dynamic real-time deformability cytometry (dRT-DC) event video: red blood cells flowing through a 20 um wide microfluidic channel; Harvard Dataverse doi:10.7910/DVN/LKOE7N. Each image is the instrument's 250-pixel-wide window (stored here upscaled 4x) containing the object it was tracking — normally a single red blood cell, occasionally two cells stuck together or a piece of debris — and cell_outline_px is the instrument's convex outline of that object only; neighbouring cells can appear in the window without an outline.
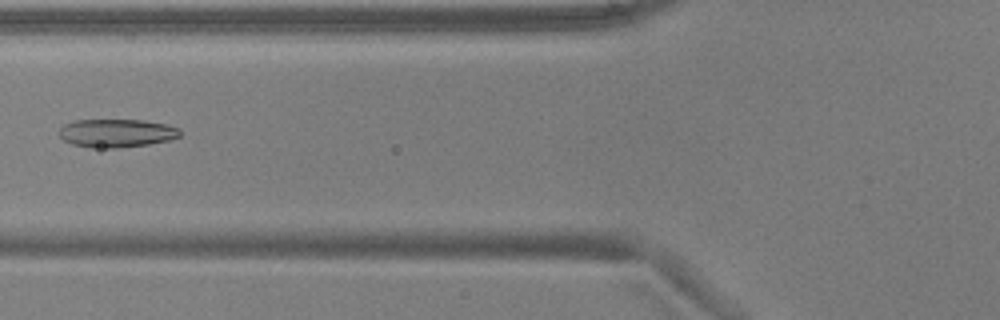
{"species": "common noctule bat (a hibernating species)", "species_latin": "Nyctalus noctula", "temperature_condition": "warm", "stored_images_in_passage": 5, "camera_frame_rate_fps": 3000, "um_per_image_px": 0.085, "animal": {"sex": "male", "body_mass_g": 17.9, "forearm_length_mm": 54.2}, "frame": {"image": 1, "passage_image": 4, "time_ms": 1.0, "image_size_px": [1000, 320], "cell_outline_px": [[180, 136], [168, 140], [148, 144], [116, 148], [92, 148], [72, 144], [64, 140], [56, 132], [64, 124], [76, 120], [144, 120], [168, 124], [180, 128]], "centroid_in_image_um": [9.89, 11.31], "position_along_channel_um": 115.9, "area_um2": 20.06}}
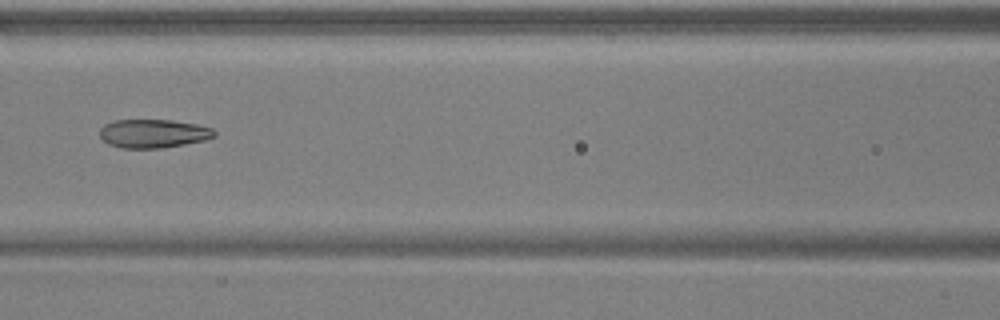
{"frame": {"image": 2, "passage_image": 5, "time_ms": 1.333, "image_size_px": [1000, 320], "cell_outline_px": [[216, 136], [204, 140], [184, 144], [160, 148], [120, 148], [108, 144], [100, 136], [100, 128], [104, 124], [112, 120], [172, 120], [196, 124], [212, 128], [216, 132]], "centroid_in_image_um": [13.01, 11.34], "position_along_channel_um": 153.6, "area_um2": 19.13}}